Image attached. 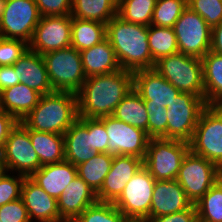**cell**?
<instances>
[{"label":"cell","instance_id":"obj_1","mask_svg":"<svg viewBox=\"0 0 222 222\" xmlns=\"http://www.w3.org/2000/svg\"><path fill=\"white\" fill-rule=\"evenodd\" d=\"M132 88L133 72L123 69L86 78L77 93L78 116L101 118L112 115Z\"/></svg>","mask_w":222,"mask_h":222},{"label":"cell","instance_id":"obj_2","mask_svg":"<svg viewBox=\"0 0 222 222\" xmlns=\"http://www.w3.org/2000/svg\"><path fill=\"white\" fill-rule=\"evenodd\" d=\"M106 38L123 70L135 72L154 68L156 62L149 49L148 26L130 23L115 15L106 24Z\"/></svg>","mask_w":222,"mask_h":222},{"label":"cell","instance_id":"obj_3","mask_svg":"<svg viewBox=\"0 0 222 222\" xmlns=\"http://www.w3.org/2000/svg\"><path fill=\"white\" fill-rule=\"evenodd\" d=\"M78 117L77 94L54 91L41 95L36 107L20 122L27 129L63 135Z\"/></svg>","mask_w":222,"mask_h":222},{"label":"cell","instance_id":"obj_4","mask_svg":"<svg viewBox=\"0 0 222 222\" xmlns=\"http://www.w3.org/2000/svg\"><path fill=\"white\" fill-rule=\"evenodd\" d=\"M167 81L182 93L205 100L201 58L176 53L160 58L154 66Z\"/></svg>","mask_w":222,"mask_h":222},{"label":"cell","instance_id":"obj_5","mask_svg":"<svg viewBox=\"0 0 222 222\" xmlns=\"http://www.w3.org/2000/svg\"><path fill=\"white\" fill-rule=\"evenodd\" d=\"M50 83L54 91L78 93L86 80L81 55L73 47L43 55Z\"/></svg>","mask_w":222,"mask_h":222},{"label":"cell","instance_id":"obj_6","mask_svg":"<svg viewBox=\"0 0 222 222\" xmlns=\"http://www.w3.org/2000/svg\"><path fill=\"white\" fill-rule=\"evenodd\" d=\"M188 151L189 142L169 138H150L143 166L155 180H174Z\"/></svg>","mask_w":222,"mask_h":222},{"label":"cell","instance_id":"obj_7","mask_svg":"<svg viewBox=\"0 0 222 222\" xmlns=\"http://www.w3.org/2000/svg\"><path fill=\"white\" fill-rule=\"evenodd\" d=\"M189 150L222 170V105H208L202 111Z\"/></svg>","mask_w":222,"mask_h":222},{"label":"cell","instance_id":"obj_8","mask_svg":"<svg viewBox=\"0 0 222 222\" xmlns=\"http://www.w3.org/2000/svg\"><path fill=\"white\" fill-rule=\"evenodd\" d=\"M222 170L212 161L192 153L183 158L176 181L195 204L221 178Z\"/></svg>","mask_w":222,"mask_h":222},{"label":"cell","instance_id":"obj_9","mask_svg":"<svg viewBox=\"0 0 222 222\" xmlns=\"http://www.w3.org/2000/svg\"><path fill=\"white\" fill-rule=\"evenodd\" d=\"M155 182L149 171L142 166L127 182L123 192L113 204L130 221L149 219Z\"/></svg>","mask_w":222,"mask_h":222},{"label":"cell","instance_id":"obj_10","mask_svg":"<svg viewBox=\"0 0 222 222\" xmlns=\"http://www.w3.org/2000/svg\"><path fill=\"white\" fill-rule=\"evenodd\" d=\"M199 96L180 93L167 109V138L189 142L202 111L207 107Z\"/></svg>","mask_w":222,"mask_h":222},{"label":"cell","instance_id":"obj_11","mask_svg":"<svg viewBox=\"0 0 222 222\" xmlns=\"http://www.w3.org/2000/svg\"><path fill=\"white\" fill-rule=\"evenodd\" d=\"M174 31L179 53L203 58L211 48V28L206 21L188 6L175 22Z\"/></svg>","mask_w":222,"mask_h":222},{"label":"cell","instance_id":"obj_12","mask_svg":"<svg viewBox=\"0 0 222 222\" xmlns=\"http://www.w3.org/2000/svg\"><path fill=\"white\" fill-rule=\"evenodd\" d=\"M2 158L5 170L18 171L19 175L30 177L42 165L29 137V129L21 122L10 131L5 142Z\"/></svg>","mask_w":222,"mask_h":222},{"label":"cell","instance_id":"obj_13","mask_svg":"<svg viewBox=\"0 0 222 222\" xmlns=\"http://www.w3.org/2000/svg\"><path fill=\"white\" fill-rule=\"evenodd\" d=\"M40 18L34 0H8L0 19V37L29 44Z\"/></svg>","mask_w":222,"mask_h":222},{"label":"cell","instance_id":"obj_14","mask_svg":"<svg viewBox=\"0 0 222 222\" xmlns=\"http://www.w3.org/2000/svg\"><path fill=\"white\" fill-rule=\"evenodd\" d=\"M98 119L105 125L108 134V154L131 155L144 160L150 140L147 132L120 121L112 115Z\"/></svg>","mask_w":222,"mask_h":222},{"label":"cell","instance_id":"obj_15","mask_svg":"<svg viewBox=\"0 0 222 222\" xmlns=\"http://www.w3.org/2000/svg\"><path fill=\"white\" fill-rule=\"evenodd\" d=\"M71 22V15L42 16L29 43V49L44 55L71 47Z\"/></svg>","mask_w":222,"mask_h":222},{"label":"cell","instance_id":"obj_16","mask_svg":"<svg viewBox=\"0 0 222 222\" xmlns=\"http://www.w3.org/2000/svg\"><path fill=\"white\" fill-rule=\"evenodd\" d=\"M133 89L144 104L165 108L181 93L154 68L133 72Z\"/></svg>","mask_w":222,"mask_h":222},{"label":"cell","instance_id":"obj_17","mask_svg":"<svg viewBox=\"0 0 222 222\" xmlns=\"http://www.w3.org/2000/svg\"><path fill=\"white\" fill-rule=\"evenodd\" d=\"M143 159L131 155H115L110 170L97 193L98 202L114 203L127 182L141 169Z\"/></svg>","mask_w":222,"mask_h":222},{"label":"cell","instance_id":"obj_18","mask_svg":"<svg viewBox=\"0 0 222 222\" xmlns=\"http://www.w3.org/2000/svg\"><path fill=\"white\" fill-rule=\"evenodd\" d=\"M21 198L27 209L30 222H59L61 217L57 200L47 194L30 177H25L21 187Z\"/></svg>","mask_w":222,"mask_h":222},{"label":"cell","instance_id":"obj_19","mask_svg":"<svg viewBox=\"0 0 222 222\" xmlns=\"http://www.w3.org/2000/svg\"><path fill=\"white\" fill-rule=\"evenodd\" d=\"M191 205L192 202L176 179L156 180L152 193L150 218L180 212Z\"/></svg>","mask_w":222,"mask_h":222},{"label":"cell","instance_id":"obj_20","mask_svg":"<svg viewBox=\"0 0 222 222\" xmlns=\"http://www.w3.org/2000/svg\"><path fill=\"white\" fill-rule=\"evenodd\" d=\"M97 202V194L77 175L57 199L61 221H74L87 207Z\"/></svg>","mask_w":222,"mask_h":222},{"label":"cell","instance_id":"obj_21","mask_svg":"<svg viewBox=\"0 0 222 222\" xmlns=\"http://www.w3.org/2000/svg\"><path fill=\"white\" fill-rule=\"evenodd\" d=\"M19 83L27 85L41 95L53 93L43 55L28 49L14 64Z\"/></svg>","mask_w":222,"mask_h":222},{"label":"cell","instance_id":"obj_22","mask_svg":"<svg viewBox=\"0 0 222 222\" xmlns=\"http://www.w3.org/2000/svg\"><path fill=\"white\" fill-rule=\"evenodd\" d=\"M77 177V166L66 160L43 165L30 178L56 200L64 189Z\"/></svg>","mask_w":222,"mask_h":222},{"label":"cell","instance_id":"obj_23","mask_svg":"<svg viewBox=\"0 0 222 222\" xmlns=\"http://www.w3.org/2000/svg\"><path fill=\"white\" fill-rule=\"evenodd\" d=\"M65 160L77 166L96 156L91 150L90 134L88 133V118L78 117L72 126L63 134Z\"/></svg>","mask_w":222,"mask_h":222},{"label":"cell","instance_id":"obj_24","mask_svg":"<svg viewBox=\"0 0 222 222\" xmlns=\"http://www.w3.org/2000/svg\"><path fill=\"white\" fill-rule=\"evenodd\" d=\"M41 94L23 83L0 92V109L22 121L38 104Z\"/></svg>","mask_w":222,"mask_h":222},{"label":"cell","instance_id":"obj_25","mask_svg":"<svg viewBox=\"0 0 222 222\" xmlns=\"http://www.w3.org/2000/svg\"><path fill=\"white\" fill-rule=\"evenodd\" d=\"M86 77L116 72L121 68L115 51L107 38L91 48L80 51Z\"/></svg>","mask_w":222,"mask_h":222},{"label":"cell","instance_id":"obj_26","mask_svg":"<svg viewBox=\"0 0 222 222\" xmlns=\"http://www.w3.org/2000/svg\"><path fill=\"white\" fill-rule=\"evenodd\" d=\"M29 137L42 166L65 160L64 137L62 134L29 129Z\"/></svg>","mask_w":222,"mask_h":222},{"label":"cell","instance_id":"obj_27","mask_svg":"<svg viewBox=\"0 0 222 222\" xmlns=\"http://www.w3.org/2000/svg\"><path fill=\"white\" fill-rule=\"evenodd\" d=\"M205 102L222 105V56L209 51L202 59Z\"/></svg>","mask_w":222,"mask_h":222},{"label":"cell","instance_id":"obj_28","mask_svg":"<svg viewBox=\"0 0 222 222\" xmlns=\"http://www.w3.org/2000/svg\"><path fill=\"white\" fill-rule=\"evenodd\" d=\"M106 38V24L72 17L71 47L79 52L91 48Z\"/></svg>","mask_w":222,"mask_h":222},{"label":"cell","instance_id":"obj_29","mask_svg":"<svg viewBox=\"0 0 222 222\" xmlns=\"http://www.w3.org/2000/svg\"><path fill=\"white\" fill-rule=\"evenodd\" d=\"M112 116L148 134V112L144 100L133 88L115 108Z\"/></svg>","mask_w":222,"mask_h":222},{"label":"cell","instance_id":"obj_30","mask_svg":"<svg viewBox=\"0 0 222 222\" xmlns=\"http://www.w3.org/2000/svg\"><path fill=\"white\" fill-rule=\"evenodd\" d=\"M117 11V0H72L71 17L107 24Z\"/></svg>","mask_w":222,"mask_h":222},{"label":"cell","instance_id":"obj_31","mask_svg":"<svg viewBox=\"0 0 222 222\" xmlns=\"http://www.w3.org/2000/svg\"><path fill=\"white\" fill-rule=\"evenodd\" d=\"M113 155L108 153H97L88 161L77 165V175L89 185L97 194L103 184L104 178L108 174Z\"/></svg>","mask_w":222,"mask_h":222},{"label":"cell","instance_id":"obj_32","mask_svg":"<svg viewBox=\"0 0 222 222\" xmlns=\"http://www.w3.org/2000/svg\"><path fill=\"white\" fill-rule=\"evenodd\" d=\"M148 43L155 62L162 57L179 53L177 38L172 27L148 26Z\"/></svg>","mask_w":222,"mask_h":222},{"label":"cell","instance_id":"obj_33","mask_svg":"<svg viewBox=\"0 0 222 222\" xmlns=\"http://www.w3.org/2000/svg\"><path fill=\"white\" fill-rule=\"evenodd\" d=\"M157 0H120L117 15L123 20L150 26Z\"/></svg>","mask_w":222,"mask_h":222},{"label":"cell","instance_id":"obj_34","mask_svg":"<svg viewBox=\"0 0 222 222\" xmlns=\"http://www.w3.org/2000/svg\"><path fill=\"white\" fill-rule=\"evenodd\" d=\"M197 214L213 222H222V175L208 192L195 203Z\"/></svg>","mask_w":222,"mask_h":222},{"label":"cell","instance_id":"obj_35","mask_svg":"<svg viewBox=\"0 0 222 222\" xmlns=\"http://www.w3.org/2000/svg\"><path fill=\"white\" fill-rule=\"evenodd\" d=\"M75 222H130V220L113 204L97 202L87 207Z\"/></svg>","mask_w":222,"mask_h":222},{"label":"cell","instance_id":"obj_36","mask_svg":"<svg viewBox=\"0 0 222 222\" xmlns=\"http://www.w3.org/2000/svg\"><path fill=\"white\" fill-rule=\"evenodd\" d=\"M187 6V0H157L151 25L173 28Z\"/></svg>","mask_w":222,"mask_h":222},{"label":"cell","instance_id":"obj_37","mask_svg":"<svg viewBox=\"0 0 222 222\" xmlns=\"http://www.w3.org/2000/svg\"><path fill=\"white\" fill-rule=\"evenodd\" d=\"M187 5L213 28L222 22V0H187Z\"/></svg>","mask_w":222,"mask_h":222},{"label":"cell","instance_id":"obj_38","mask_svg":"<svg viewBox=\"0 0 222 222\" xmlns=\"http://www.w3.org/2000/svg\"><path fill=\"white\" fill-rule=\"evenodd\" d=\"M148 112V136L167 138V109L162 106L145 104Z\"/></svg>","mask_w":222,"mask_h":222},{"label":"cell","instance_id":"obj_39","mask_svg":"<svg viewBox=\"0 0 222 222\" xmlns=\"http://www.w3.org/2000/svg\"><path fill=\"white\" fill-rule=\"evenodd\" d=\"M28 49L29 44L23 40L0 37V66L14 65Z\"/></svg>","mask_w":222,"mask_h":222},{"label":"cell","instance_id":"obj_40","mask_svg":"<svg viewBox=\"0 0 222 222\" xmlns=\"http://www.w3.org/2000/svg\"><path fill=\"white\" fill-rule=\"evenodd\" d=\"M6 171L0 177V207L8 202L21 198V187L25 176H10Z\"/></svg>","mask_w":222,"mask_h":222},{"label":"cell","instance_id":"obj_41","mask_svg":"<svg viewBox=\"0 0 222 222\" xmlns=\"http://www.w3.org/2000/svg\"><path fill=\"white\" fill-rule=\"evenodd\" d=\"M90 147L97 153H107L109 138L105 125L98 118H88Z\"/></svg>","mask_w":222,"mask_h":222},{"label":"cell","instance_id":"obj_42","mask_svg":"<svg viewBox=\"0 0 222 222\" xmlns=\"http://www.w3.org/2000/svg\"><path fill=\"white\" fill-rule=\"evenodd\" d=\"M0 220L2 222H30L22 198L2 205L0 207Z\"/></svg>","mask_w":222,"mask_h":222},{"label":"cell","instance_id":"obj_43","mask_svg":"<svg viewBox=\"0 0 222 222\" xmlns=\"http://www.w3.org/2000/svg\"><path fill=\"white\" fill-rule=\"evenodd\" d=\"M40 16L71 15L72 0H34Z\"/></svg>","mask_w":222,"mask_h":222},{"label":"cell","instance_id":"obj_44","mask_svg":"<svg viewBox=\"0 0 222 222\" xmlns=\"http://www.w3.org/2000/svg\"><path fill=\"white\" fill-rule=\"evenodd\" d=\"M197 209L192 204L188 209L173 214L163 215L159 217L149 218L145 222H195Z\"/></svg>","mask_w":222,"mask_h":222},{"label":"cell","instance_id":"obj_45","mask_svg":"<svg viewBox=\"0 0 222 222\" xmlns=\"http://www.w3.org/2000/svg\"><path fill=\"white\" fill-rule=\"evenodd\" d=\"M18 121L9 113L0 109V153H2L5 142L10 131L17 125Z\"/></svg>","mask_w":222,"mask_h":222},{"label":"cell","instance_id":"obj_46","mask_svg":"<svg viewBox=\"0 0 222 222\" xmlns=\"http://www.w3.org/2000/svg\"><path fill=\"white\" fill-rule=\"evenodd\" d=\"M19 83L14 65L0 66V92Z\"/></svg>","mask_w":222,"mask_h":222},{"label":"cell","instance_id":"obj_47","mask_svg":"<svg viewBox=\"0 0 222 222\" xmlns=\"http://www.w3.org/2000/svg\"><path fill=\"white\" fill-rule=\"evenodd\" d=\"M210 51L222 56V22L211 28V48Z\"/></svg>","mask_w":222,"mask_h":222},{"label":"cell","instance_id":"obj_48","mask_svg":"<svg viewBox=\"0 0 222 222\" xmlns=\"http://www.w3.org/2000/svg\"><path fill=\"white\" fill-rule=\"evenodd\" d=\"M6 172L4 167V162L2 158V153H0V177Z\"/></svg>","mask_w":222,"mask_h":222},{"label":"cell","instance_id":"obj_49","mask_svg":"<svg viewBox=\"0 0 222 222\" xmlns=\"http://www.w3.org/2000/svg\"><path fill=\"white\" fill-rule=\"evenodd\" d=\"M7 1L8 0H0V19H1L2 15H3V11H4L5 7H6Z\"/></svg>","mask_w":222,"mask_h":222},{"label":"cell","instance_id":"obj_50","mask_svg":"<svg viewBox=\"0 0 222 222\" xmlns=\"http://www.w3.org/2000/svg\"><path fill=\"white\" fill-rule=\"evenodd\" d=\"M195 222H213V221L207 220V219H205V218H203V217H201V216H199V215L197 214L196 219H195Z\"/></svg>","mask_w":222,"mask_h":222},{"label":"cell","instance_id":"obj_51","mask_svg":"<svg viewBox=\"0 0 222 222\" xmlns=\"http://www.w3.org/2000/svg\"><path fill=\"white\" fill-rule=\"evenodd\" d=\"M59 222H75V221L62 220V221H59Z\"/></svg>","mask_w":222,"mask_h":222}]
</instances>
